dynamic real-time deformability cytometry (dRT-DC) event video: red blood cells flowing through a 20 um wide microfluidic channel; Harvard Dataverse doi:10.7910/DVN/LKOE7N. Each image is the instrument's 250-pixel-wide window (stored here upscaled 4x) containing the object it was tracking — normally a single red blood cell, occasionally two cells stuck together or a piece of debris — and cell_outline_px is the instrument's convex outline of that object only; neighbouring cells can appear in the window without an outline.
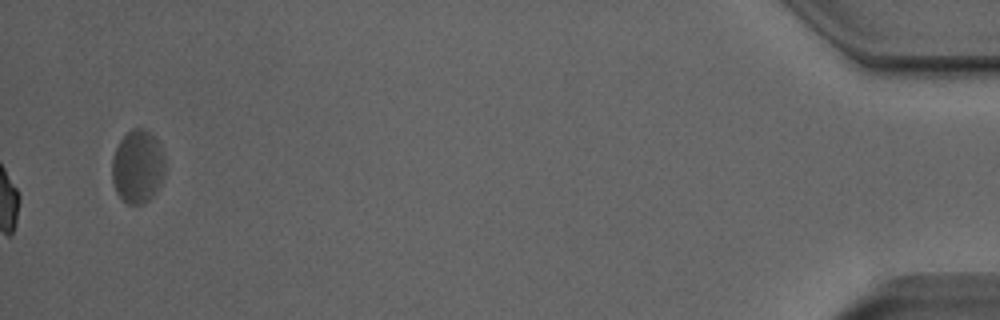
{"species": "Egyptian fruit bat (a non-hibernating species)", "species_latin": "Rousettus aegyptiacus", "temperature_condition": "room temperature", "stored_images_in_passage": 52, "camera_frame_rate_fps": 3000, "um_per_image_px": 0.085, "animal": {"sex": "male"}, "frame": {"image": 1, "passage_image": 52, "time_ms": 17.0, "image_size_px": [1000, 320], "cell_outline_px": [[164, 172], [160, 184], [152, 196], [144, 204], [128, 204], [116, 192], [112, 184], [112, 156], [120, 140], [132, 128], [144, 128], [152, 132], [160, 144], [164, 156]], "centroid_in_image_um": [11.69, 14.13], "position_along_channel_um": 423.5, "area_um2": 22.77}, "authors_computed_cell_mechanics": {"area_um2": 16.8198, "velocity_mm_per_s": 3.9779, "shape_relaxation_time_tau1_ms": null, "shape_relaxation_time_tau2_ms": 1.8444, "deformation_change_tau1": null, "deformation_change_tau2": 0.0709}}